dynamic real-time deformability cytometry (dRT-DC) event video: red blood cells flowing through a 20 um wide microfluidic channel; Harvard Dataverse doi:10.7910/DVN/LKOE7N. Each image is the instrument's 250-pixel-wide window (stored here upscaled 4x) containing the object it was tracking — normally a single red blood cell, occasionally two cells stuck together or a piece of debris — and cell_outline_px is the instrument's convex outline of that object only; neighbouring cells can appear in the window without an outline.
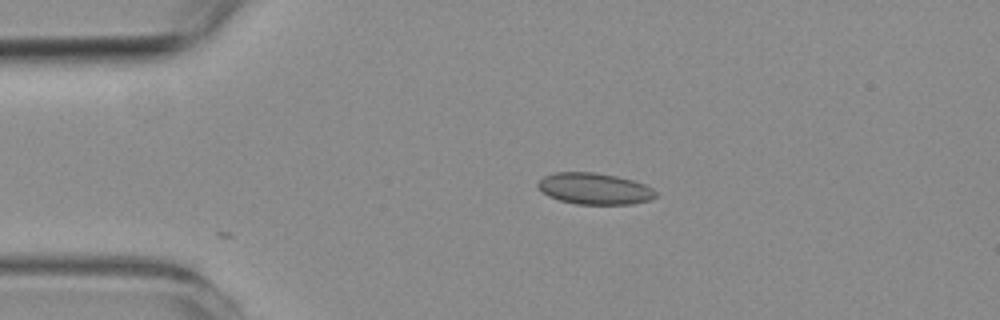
{"species": "common noctule bat (a hibernating species)", "species_latin": "Nyctalus noctula", "temperature_condition": "room temperature", "stored_images_in_passage": 3, "camera_frame_rate_fps": 3000, "um_per_image_px": 0.085, "animal": {"sex": "female", "body_mass_g": 19.3, "forearm_length_mm": 54.1}, "frame": {"image": 1, "passage_image": 3, "time_ms": 0.667, "image_size_px": [1000, 320], "cell_outline_px": [[656, 196], [652, 200], [632, 204], [576, 204], [560, 200], [548, 196], [536, 184], [544, 176], [556, 172], [592, 172], [616, 176], [632, 180], [644, 184], [652, 188], [656, 192]], "centroid_in_image_um": [50.55, 16.04], "position_along_channel_um": 34.4, "area_um2": 21.44}}